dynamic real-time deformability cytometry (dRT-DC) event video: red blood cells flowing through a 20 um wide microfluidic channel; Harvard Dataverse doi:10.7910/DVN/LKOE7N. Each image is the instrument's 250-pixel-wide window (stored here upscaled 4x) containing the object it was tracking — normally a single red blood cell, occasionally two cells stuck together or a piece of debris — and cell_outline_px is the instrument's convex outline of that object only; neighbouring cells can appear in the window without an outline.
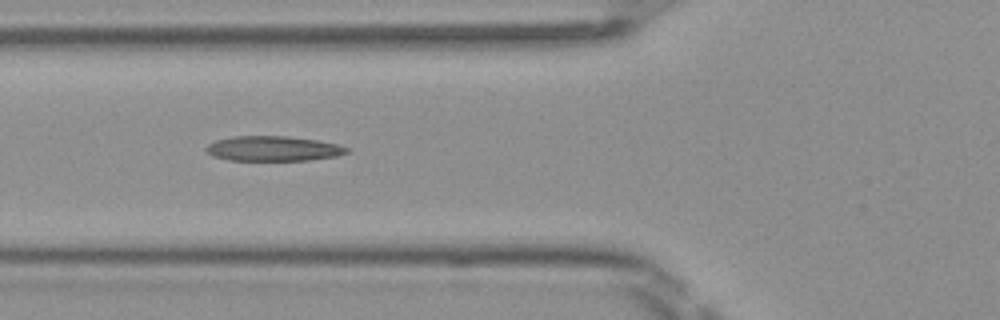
{"species": "Egyptian fruit bat (a non-hibernating species)", "species_latin": "Rousettus aegyptiacus", "temperature_condition": "room temperature", "stored_images_in_passage": 8, "camera_frame_rate_fps": 3000, "um_per_image_px": 0.085, "frame": {"image": 1, "passage_image": 6, "time_ms": 1.667, "image_size_px": [1000, 320], "cell_outline_px": [[348, 152], [336, 156], [308, 160], [228, 160], [212, 156], [204, 148], [208, 144], [216, 140], [232, 136], [288, 136], [316, 140], [340, 144], [348, 148]], "centroid_in_image_um": [23.2, 12.62], "position_along_channel_um": 102.6, "area_um2": 20.46}}
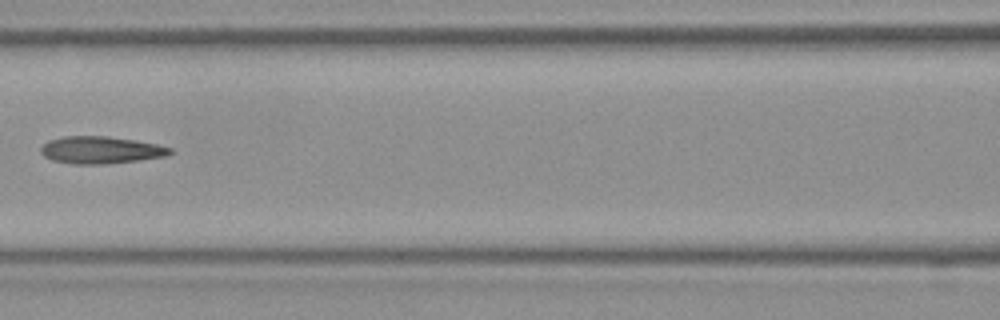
{"frame": {"image": 2, "passage_image": 7, "time_ms": 2.0, "image_size_px": [1000, 320], "cell_outline_px": [[176, 152], [168, 156], [140, 160], [104, 164], [72, 164], [52, 160], [44, 156], [40, 152], [40, 148], [48, 140], [64, 136], [108, 136], [136, 140], [156, 144], [172, 148]], "centroid_in_image_um": [8.6, 12.75], "position_along_channel_um": 158.0, "area_um2": 20.75}}
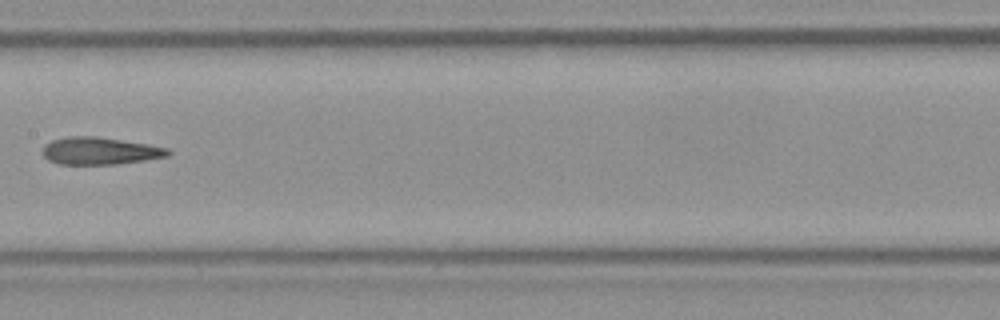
{"frame": {"image": 3, "passage_image": 8, "time_ms": 2.333, "image_size_px": [1000, 320], "cell_outline_px": [[172, 152], [168, 156], [144, 160], [116, 164], [60, 164], [48, 160], [40, 152], [44, 144], [52, 140], [68, 136], [96, 136], [148, 144], [168, 148]], "centroid_in_image_um": [8.46, 12.82], "position_along_channel_um": 198.9, "area_um2": 20.06}}